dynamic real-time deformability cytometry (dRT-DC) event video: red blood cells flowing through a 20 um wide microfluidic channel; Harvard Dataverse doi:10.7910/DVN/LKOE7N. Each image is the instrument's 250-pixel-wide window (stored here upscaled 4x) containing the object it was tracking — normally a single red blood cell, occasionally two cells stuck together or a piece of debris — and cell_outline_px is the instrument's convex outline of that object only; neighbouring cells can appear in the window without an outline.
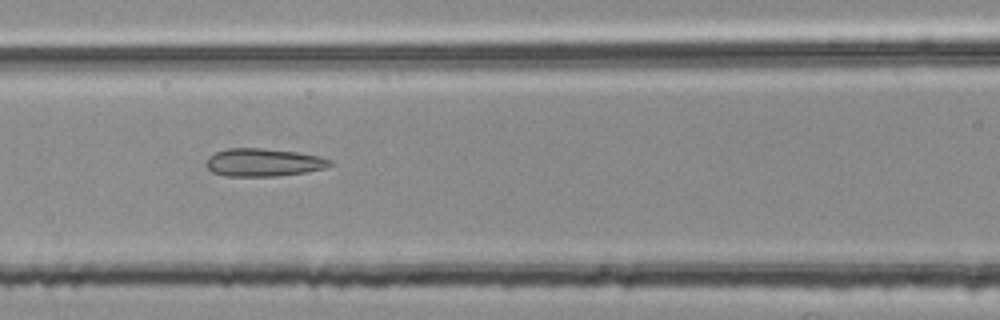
{"species": "common noctule bat (a hibernating species)", "species_latin": "Nyctalus noctula", "temperature_condition": "room temperature", "stored_images_in_passage": 5, "camera_frame_rate_fps": 3000, "um_per_image_px": 0.085, "animal": {"sex": "female", "body_mass_g": 25.1}, "frame": {"image": 1, "passage_image": 4, "time_ms": 1.0, "image_size_px": [1000, 320], "cell_outline_px": [[336, 164], [324, 168], [308, 172], [276, 176], [224, 176], [212, 172], [204, 164], [208, 156], [216, 152], [228, 148], [264, 148], [296, 152], [320, 156], [336, 160]], "centroid_in_image_um": [22.44, 13.8], "position_along_channel_um": 144.2, "area_um2": 20.52}}
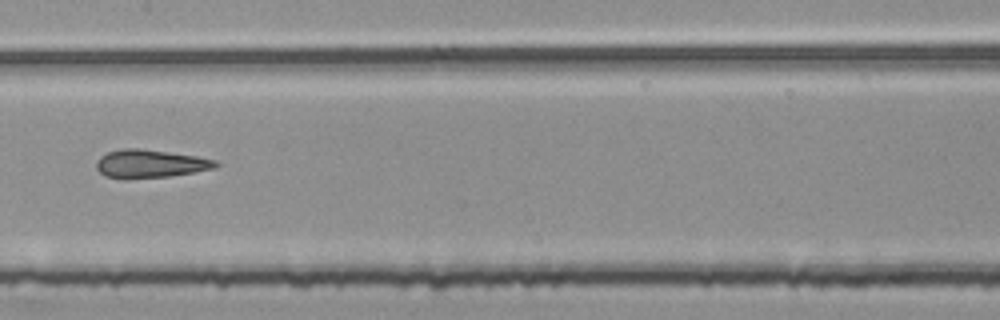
{"frame": {"image": 2, "passage_image": 5, "time_ms": 1.333, "image_size_px": [1000, 320], "cell_outline_px": [[220, 164], [216, 168], [196, 172], [172, 176], [104, 176], [96, 168], [96, 160], [100, 156], [108, 152], [124, 148], [140, 148], [196, 156], [216, 160]], "centroid_in_image_um": [12.82, 13.88], "position_along_channel_um": 194.6, "area_um2": 19.02}}